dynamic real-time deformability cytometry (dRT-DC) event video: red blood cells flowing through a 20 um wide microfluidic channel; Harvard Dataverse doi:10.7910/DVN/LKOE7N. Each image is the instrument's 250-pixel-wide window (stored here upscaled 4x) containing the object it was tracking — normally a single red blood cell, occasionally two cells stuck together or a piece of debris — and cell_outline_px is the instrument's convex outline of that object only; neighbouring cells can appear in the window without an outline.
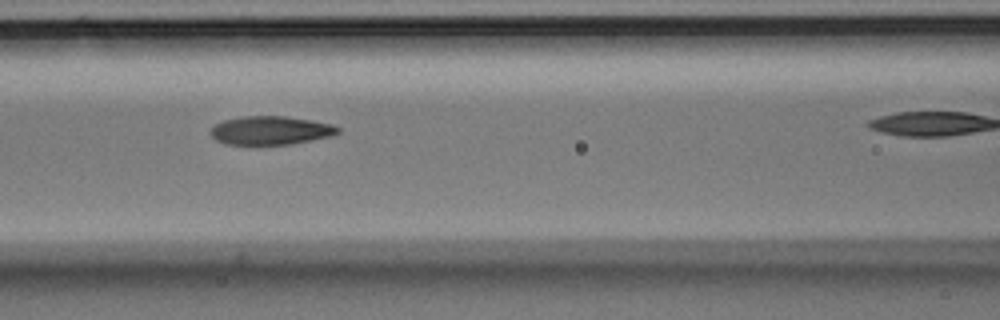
{"species": "Egyptian fruit bat (a non-hibernating species)", "species_latin": "Rousettus aegyptiacus", "temperature_condition": "room temperature", "stored_images_in_passage": 12, "camera_frame_rate_fps": 3000, "um_per_image_px": 0.085, "animal": {"sex": "male"}, "frame": {"image": 1, "passage_image": 4, "time_ms": 1.0, "image_size_px": [1000, 320], "cell_outline_px": [[340, 132], [332, 136], [292, 144], [256, 148], [224, 144], [216, 140], [212, 136], [212, 128], [216, 124], [224, 120], [244, 116], [284, 116], [332, 124], [340, 128]], "centroid_in_image_um": [22.98, 11.14], "position_along_channel_um": 143.6, "area_um2": 21.96}}